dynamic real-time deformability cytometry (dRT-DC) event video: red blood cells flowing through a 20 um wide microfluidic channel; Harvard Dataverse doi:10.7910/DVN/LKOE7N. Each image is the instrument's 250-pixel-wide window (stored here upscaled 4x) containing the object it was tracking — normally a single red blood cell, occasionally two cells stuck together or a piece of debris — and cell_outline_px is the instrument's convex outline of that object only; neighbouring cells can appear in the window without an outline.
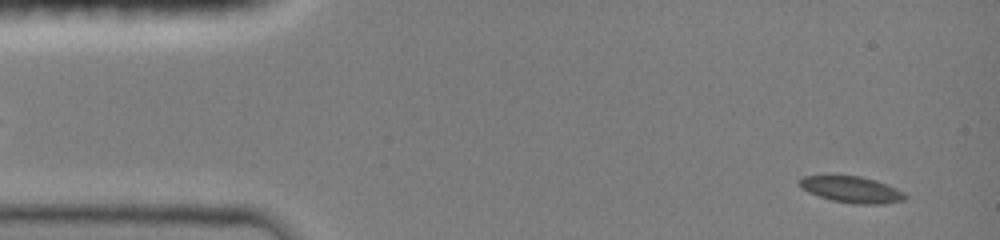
{"species": "common noctule bat (a hibernating species)", "species_latin": "Nyctalus noctula", "temperature_condition": "room temperature", "stored_images_in_passage": 12, "camera_frame_rate_fps": 3000, "um_per_image_px": 0.085, "animal": {"sex": "female", "body_mass_g": 19.0, "forearm_length_mm": 51.5}, "frame": {"image": 1, "passage_image": 1, "time_ms": 0.0, "image_size_px": [1000, 240], "cell_outline_px": [[908, 196], [904, 200], [884, 204], [852, 204], [832, 200], [808, 192], [800, 188], [796, 184], [796, 180], [804, 176], [860, 176], [876, 180], [888, 184], [904, 192]], "centroid_in_image_um": [72.37, 16.11], "position_along_channel_um": 12.6, "area_um2": 16.42}}
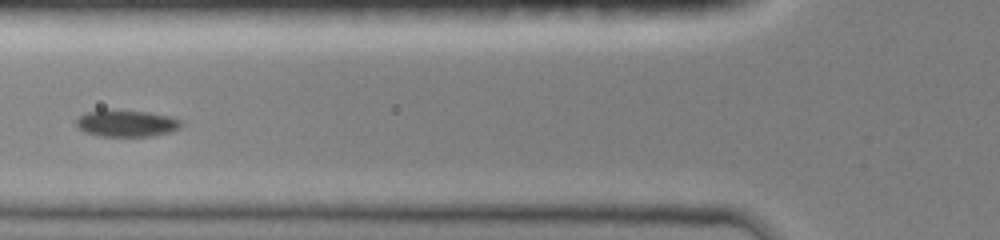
{"frame": {"image": 2, "passage_image": 9, "time_ms": 2.667, "image_size_px": [1000, 240], "cell_outline_px": [[184, 124], [180, 128], [172, 132], [152, 136], [100, 136], [84, 132], [76, 124], [76, 120], [80, 116], [88, 112], [104, 108], [112, 108], [148, 112], [172, 116], [180, 120]], "centroid_in_image_um": [10.78, 10.46], "position_along_channel_um": 115.0, "area_um2": 16.82}}
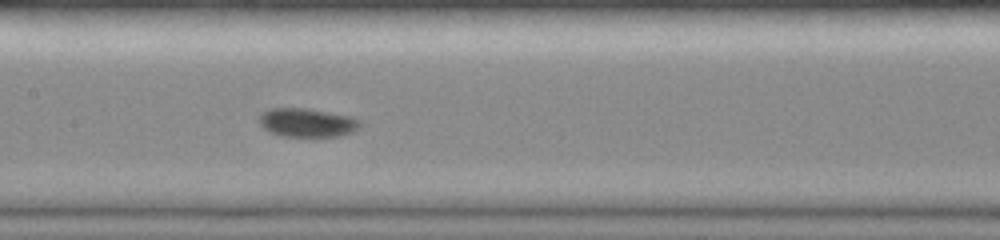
{"frame": {"image": 3, "passage_image": 12, "time_ms": 3.667, "image_size_px": [1000, 240], "cell_outline_px": [[360, 124], [352, 132], [340, 136], [280, 136], [268, 132], [260, 124], [260, 112], [268, 108], [308, 108], [352, 116], [360, 120]], "centroid_in_image_um": [26.07, 10.41], "position_along_channel_um": 181.3, "area_um2": 16.99}}